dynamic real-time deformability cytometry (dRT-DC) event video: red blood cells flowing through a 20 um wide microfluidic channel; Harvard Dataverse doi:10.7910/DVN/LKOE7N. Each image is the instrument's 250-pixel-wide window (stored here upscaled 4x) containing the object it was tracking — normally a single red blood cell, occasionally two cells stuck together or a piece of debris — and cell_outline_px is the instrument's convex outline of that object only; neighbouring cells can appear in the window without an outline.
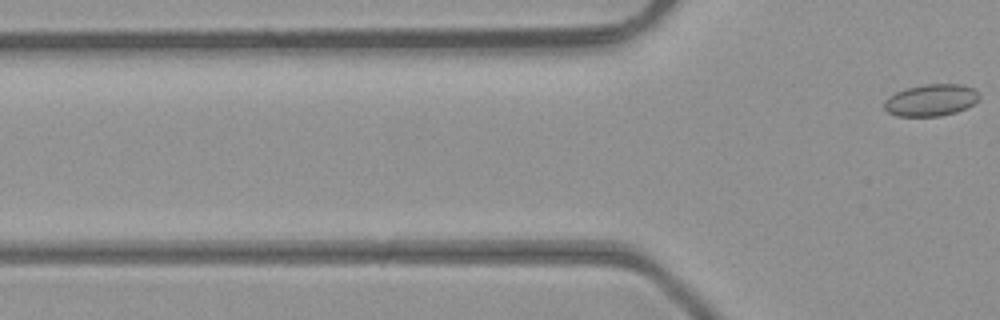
{"species": "common noctule bat (a hibernating species)", "species_latin": "Nyctalus noctula", "temperature_condition": "room temperature", "stored_images_in_passage": 6, "camera_frame_rate_fps": 3000, "um_per_image_px": 0.085, "animal": {"sex": "male", "body_mass_g": 23.1, "forearm_length_mm": 52.7}, "frame": {"image": 1, "passage_image": 6, "time_ms": 1.667, "image_size_px": [1000, 320], "cell_outline_px": [[980, 100], [968, 108], [956, 112], [940, 116], [896, 116], [888, 112], [884, 108], [884, 100], [888, 96], [904, 88], [924, 84], [960, 84], [976, 88], [980, 92]], "centroid_in_image_um": [79.18, 8.5], "position_along_channel_um": 46.6, "area_um2": 18.09}}